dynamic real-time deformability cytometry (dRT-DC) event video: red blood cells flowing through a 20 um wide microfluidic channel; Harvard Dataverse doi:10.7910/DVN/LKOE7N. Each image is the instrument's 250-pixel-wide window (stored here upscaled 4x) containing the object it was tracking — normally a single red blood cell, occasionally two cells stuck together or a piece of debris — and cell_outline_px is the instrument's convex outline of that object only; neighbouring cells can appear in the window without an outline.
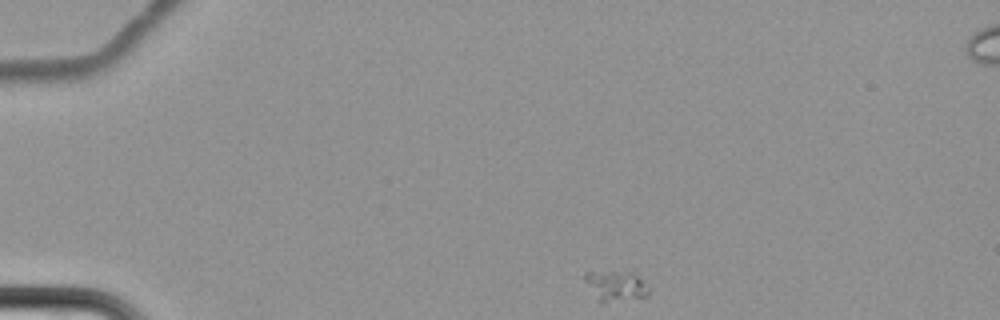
{"species": "common noctule bat (a hibernating species)", "species_latin": "Nyctalus noctula", "temperature_condition": "cold", "stored_images_in_passage": 5, "camera_frame_rate_fps": 3000, "um_per_image_px": 0.085, "animal": {"sex": "female", "body_mass_g": 22.7, "forearm_length_mm": 54.2}, "frame": {"image": 1, "passage_image": 1, "time_ms": 0.0, "image_size_px": [1000, 320], "cell_outline_px": [[648, 296], [600, 304], [584, 280], [584, 272], [628, 272], [636, 276], [648, 288]], "centroid_in_image_um": [52.28, 24.33], "position_along_channel_um": 32.7, "area_um2": 11.04}}
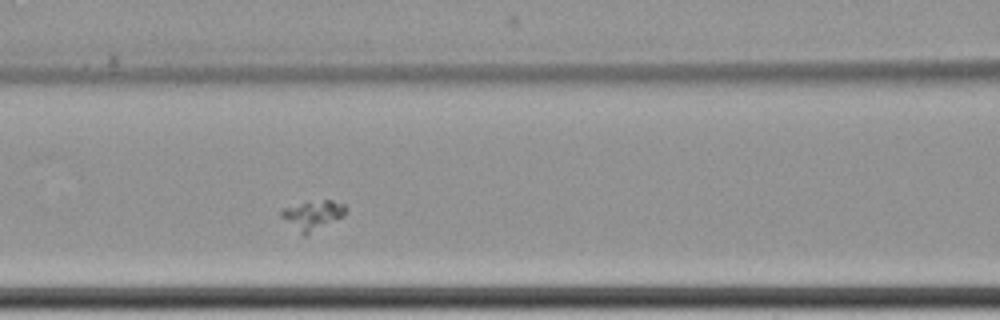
{"frame": {"image": 2, "passage_image": 5, "time_ms": 5.667, "image_size_px": [1000, 320], "cell_outline_px": [[344, 216], [304, 236], [280, 216], [280, 212], [284, 208], [308, 200], [332, 200], [344, 204]], "centroid_in_image_um": [26.56, 18.26], "position_along_channel_um": 140.0, "area_um2": 10.87}}